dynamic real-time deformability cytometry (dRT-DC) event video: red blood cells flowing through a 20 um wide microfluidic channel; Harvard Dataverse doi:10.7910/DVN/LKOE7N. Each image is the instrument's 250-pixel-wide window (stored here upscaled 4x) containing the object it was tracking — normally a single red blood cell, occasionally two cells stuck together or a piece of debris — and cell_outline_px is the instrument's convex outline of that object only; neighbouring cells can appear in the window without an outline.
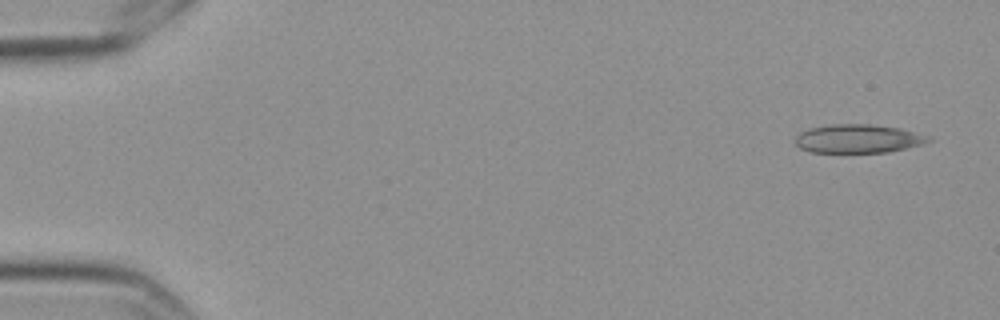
{"species": "Egyptian fruit bat (a non-hibernating species)", "species_latin": "Rousettus aegyptiacus", "temperature_condition": "cold", "stored_images_in_passage": 5, "camera_frame_rate_fps": 3000, "um_per_image_px": 0.085, "frame": {"image": 1, "passage_image": 1, "time_ms": 0.0, "image_size_px": [1000, 320], "cell_outline_px": [[932, 140], [920, 144], [888, 152], [812, 152], [800, 148], [796, 144], [796, 136], [800, 132], [808, 128], [832, 124], [868, 124], [900, 128], [924, 136]], "centroid_in_image_um": [72.85, 11.78], "position_along_channel_um": 12.1, "area_um2": 21.73}}